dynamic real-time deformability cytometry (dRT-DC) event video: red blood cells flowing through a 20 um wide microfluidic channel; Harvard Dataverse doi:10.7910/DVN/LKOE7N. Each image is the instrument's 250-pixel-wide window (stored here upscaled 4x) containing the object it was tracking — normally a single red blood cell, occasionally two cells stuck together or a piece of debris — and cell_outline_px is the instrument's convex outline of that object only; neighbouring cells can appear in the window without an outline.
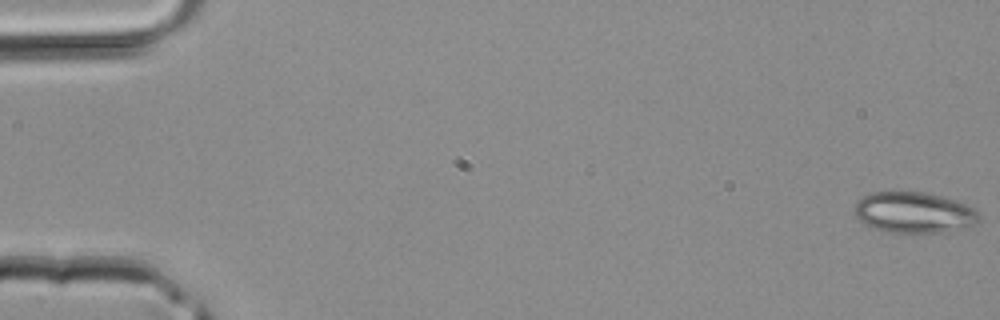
{"species": "common noctule bat (a hibernating species)", "species_latin": "Nyctalus noctula", "temperature_condition": "room temperature", "stored_images_in_passage": 42, "camera_frame_rate_fps": 3000, "um_per_image_px": 0.085, "animal": {"sex": "male", "body_mass_g": 20.4}, "frame": {"image": 1, "passage_image": 1, "time_ms": 0.0, "image_size_px": [1000, 320], "cell_outline_px": [[980, 220], [968, 228], [940, 232], [884, 232], [864, 224], [856, 216], [852, 208], [856, 200], [872, 192], [924, 192], [940, 196], [976, 208], [980, 212]], "centroid_in_image_um": [77.67, 18.07], "position_along_channel_um": 7.3, "area_um2": 29.88}}
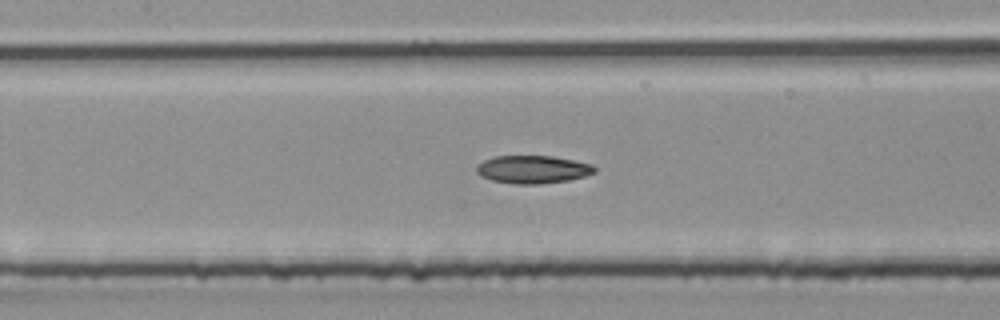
{"frame": {"image": 2, "passage_image": 20, "time_ms": 6.333, "image_size_px": [1000, 320], "cell_outline_px": [[596, 172], [584, 176], [568, 180], [540, 184], [516, 184], [492, 180], [480, 176], [476, 172], [476, 164], [492, 156], [552, 156], [592, 164], [596, 168]], "centroid_in_image_um": [45.25, 14.4], "position_along_channel_um": 162.1, "area_um2": 19.25}}
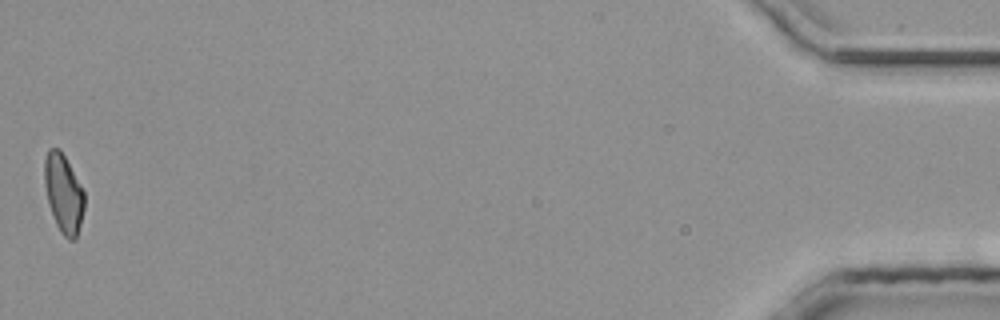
{"frame": {"image": 3, "passage_image": 42, "time_ms": 13.667, "image_size_px": [1000, 320], "cell_outline_px": [[84, 208], [76, 240], [68, 240], [60, 232], [56, 224], [48, 200], [44, 184], [44, 160], [48, 148], [60, 148], [84, 192]], "centroid_in_image_um": [5.39, 16.44], "position_along_channel_um": 429.8, "area_um2": 18.09}}